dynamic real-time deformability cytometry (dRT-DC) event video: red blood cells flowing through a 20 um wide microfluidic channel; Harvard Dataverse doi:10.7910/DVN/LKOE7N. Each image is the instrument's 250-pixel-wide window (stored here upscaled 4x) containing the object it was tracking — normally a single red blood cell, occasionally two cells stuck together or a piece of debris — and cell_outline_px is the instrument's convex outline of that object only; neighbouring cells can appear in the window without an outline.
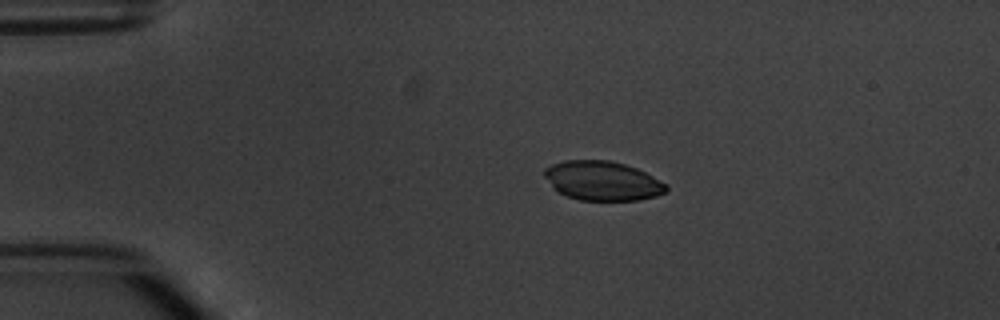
{"species": "common noctule bat (a hibernating species)", "species_latin": "Nyctalus noctula", "temperature_condition": "warm", "stored_images_in_passage": 4, "camera_frame_rate_fps": 3000, "um_per_image_px": 0.085, "animal": {"sex": "male", "body_mass_g": 20.1, "forearm_length_mm": 53.5}, "frame": {"image": 1, "passage_image": 1, "time_ms": 0.0, "image_size_px": [1000, 320], "cell_outline_px": [[668, 192], [656, 196], [640, 200], [580, 200], [568, 196], [552, 188], [544, 176], [544, 168], [552, 164], [564, 160], [608, 160], [624, 164], [636, 168], [668, 184]], "centroid_in_image_um": [51.22, 15.37], "position_along_channel_um": 33.8, "area_um2": 27.98}}